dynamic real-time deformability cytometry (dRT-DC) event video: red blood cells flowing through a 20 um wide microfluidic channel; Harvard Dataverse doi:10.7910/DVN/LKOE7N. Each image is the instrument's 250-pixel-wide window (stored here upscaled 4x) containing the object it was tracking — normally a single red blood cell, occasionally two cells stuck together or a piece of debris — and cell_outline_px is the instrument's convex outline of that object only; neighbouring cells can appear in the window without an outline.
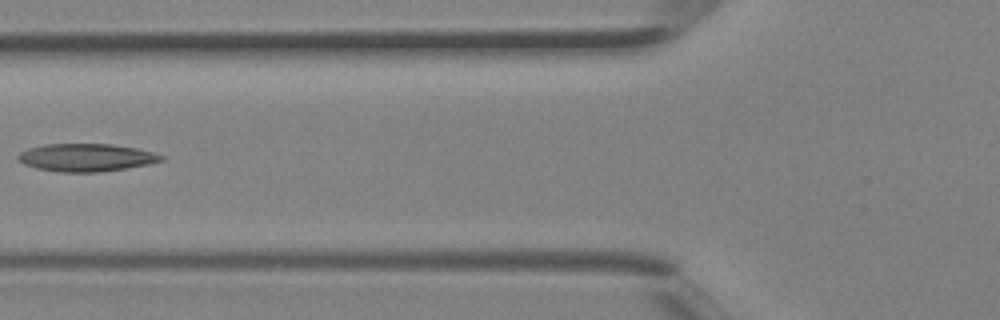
{"species": "Egyptian fruit bat (a non-hibernating species)", "species_latin": "Rousettus aegyptiacus", "temperature_condition": "room temperature", "stored_images_in_passage": 4, "camera_frame_rate_fps": 3000, "um_per_image_px": 0.085, "animal": {"sex": "female"}, "frame": {"image": 1, "passage_image": 4, "time_ms": 1.0, "image_size_px": [1000, 320], "cell_outline_px": [[168, 156], [164, 160], [148, 164], [100, 172], [60, 172], [36, 168], [24, 164], [16, 156], [20, 152], [28, 148], [44, 144], [112, 144], [136, 148]], "centroid_in_image_um": [7.34, 13.38], "position_along_channel_um": 118.5, "area_um2": 23.18}}